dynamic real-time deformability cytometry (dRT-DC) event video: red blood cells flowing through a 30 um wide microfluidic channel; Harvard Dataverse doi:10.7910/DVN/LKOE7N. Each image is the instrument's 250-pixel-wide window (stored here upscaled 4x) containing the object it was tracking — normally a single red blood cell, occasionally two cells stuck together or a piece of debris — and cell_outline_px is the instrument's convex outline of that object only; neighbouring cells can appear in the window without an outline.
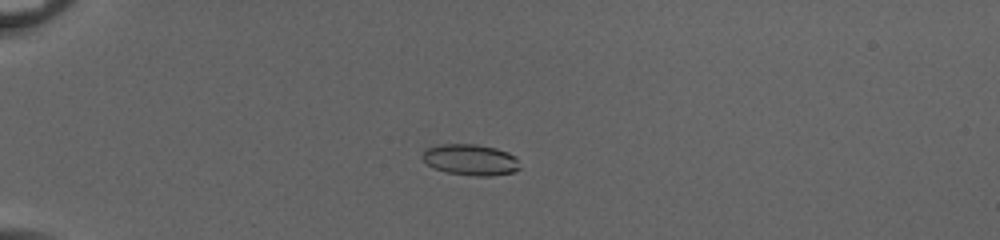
{"species": "common noctule bat (a hibernating species)", "species_latin": "Nyctalus noctula", "temperature_condition": "cold", "stored_images_in_passage": 54, "camera_frame_rate_fps": 3000, "um_per_image_px": 0.085, "animal": {"sex": "female", "body_mass_g": 20.0, "forearm_length_mm": 54.0}, "frame": {"image": 1, "passage_image": 17, "time_ms": 5.333, "image_size_px": [1000, 240], "cell_outline_px": [[520, 168], [512, 172], [492, 176], [476, 176], [448, 172], [432, 168], [424, 164], [420, 156], [424, 148], [440, 144], [476, 144], [496, 148], [508, 152], [516, 156]], "centroid_in_image_um": [39.93, 13.57], "position_along_channel_um": 45.1, "area_um2": 17.98}}
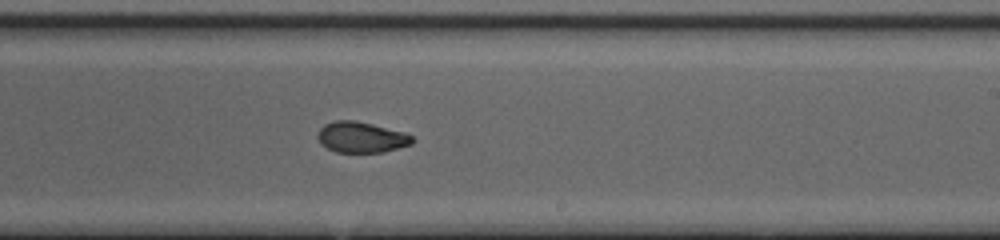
{"frame": {"image": 2, "passage_image": 36, "time_ms": 11.667, "image_size_px": [1000, 240], "cell_outline_px": [[416, 140], [412, 144], [384, 152], [336, 152], [320, 144], [316, 136], [320, 128], [324, 124], [332, 120], [356, 120], [404, 132], [412, 136]], "centroid_in_image_um": [30.69, 11.66], "position_along_channel_um": 258.3, "area_um2": 17.17}}
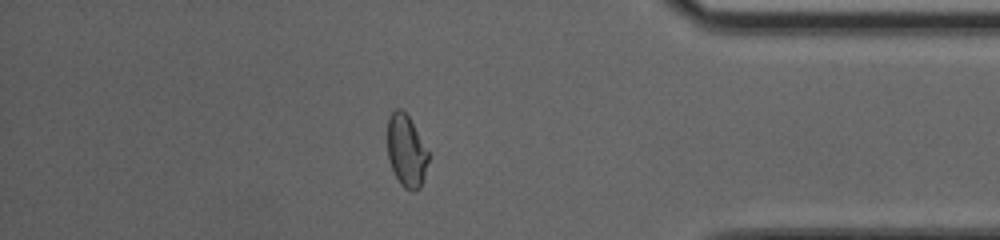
{"frame": {"image": 3, "passage_image": 48, "time_ms": 15.667, "image_size_px": [1000, 240], "cell_outline_px": [[428, 160], [424, 176], [420, 188], [416, 192], [412, 192], [404, 188], [400, 184], [388, 160], [388, 116], [396, 108], [400, 108], [408, 116], [428, 152]], "centroid_in_image_um": [34.52, 12.86], "position_along_channel_um": 400.7, "area_um2": 16.99}, "authors_computed_cell_mechanics": {"area_um2": 17.7446, "velocity_mm_per_s": 4.0764, "shape_relaxation_time_tau1_ms": null, "shape_relaxation_time_tau2_ms": 1.2848, "deformation_change_tau1": null, "deformation_change_tau2": 0.059}}